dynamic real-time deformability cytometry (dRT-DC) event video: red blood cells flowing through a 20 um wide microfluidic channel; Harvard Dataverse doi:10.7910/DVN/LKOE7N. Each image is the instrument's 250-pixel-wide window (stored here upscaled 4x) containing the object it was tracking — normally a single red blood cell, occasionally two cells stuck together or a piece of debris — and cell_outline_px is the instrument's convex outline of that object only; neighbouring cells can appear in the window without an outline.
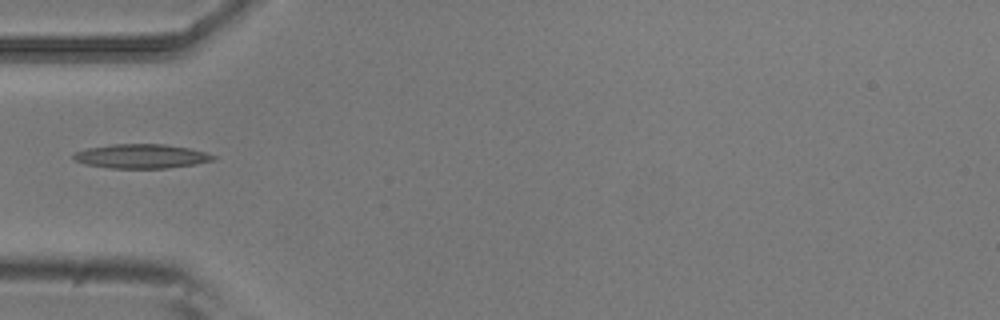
{"species": "common noctule bat (a hibernating species)", "species_latin": "Nyctalus noctula", "temperature_condition": "room temperature", "stored_images_in_passage": 6, "camera_frame_rate_fps": 3000, "um_per_image_px": 0.085, "animal": {"sex": "male", "body_mass_g": 20.5, "forearm_length_mm": 52.5}, "frame": {"image": 1, "passage_image": 5, "time_ms": 1.333, "image_size_px": [1000, 320], "cell_outline_px": [[216, 156], [212, 160], [196, 164], [164, 168], [108, 168], [88, 164], [76, 160], [72, 156], [76, 152], [88, 148], [112, 144], [164, 144], [188, 148], [204, 152]], "centroid_in_image_um": [12.01, 13.27], "position_along_channel_um": 73.0, "area_um2": 19.36}}
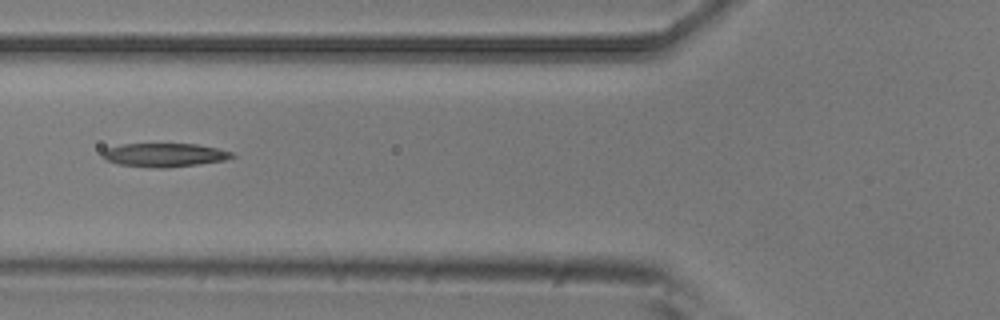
{"frame": {"image": 2, "passage_image": 6, "time_ms": 1.667, "image_size_px": [1000, 320], "cell_outline_px": [[236, 156], [224, 160], [168, 168], [156, 168], [120, 164], [104, 160], [100, 156], [100, 152], [108, 148], [120, 144], [196, 144], [216, 148], [232, 152]], "centroid_in_image_um": [13.92, 13.17], "position_along_channel_um": 111.9, "area_um2": 17.8}}